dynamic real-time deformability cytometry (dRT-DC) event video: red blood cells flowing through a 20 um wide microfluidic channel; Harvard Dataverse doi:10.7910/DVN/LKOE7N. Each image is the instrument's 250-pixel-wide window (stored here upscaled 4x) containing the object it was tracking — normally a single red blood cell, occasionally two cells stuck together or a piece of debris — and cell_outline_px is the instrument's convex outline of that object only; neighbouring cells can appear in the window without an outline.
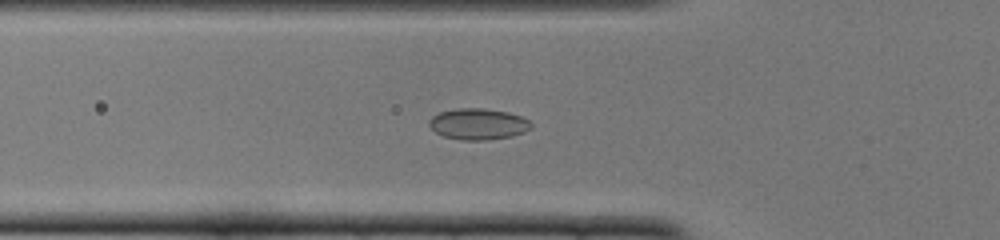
{"species": "common noctule bat (a hibernating species)", "species_latin": "Nyctalus noctula", "temperature_condition": "cold", "stored_images_in_passage": 50, "camera_frame_rate_fps": 3000, "um_per_image_px": 0.085, "animal": {"sex": "female", "body_mass_g": 22.0, "forearm_length_mm": 56.7}, "frame": {"image": 1, "passage_image": 16, "time_ms": 5.0, "image_size_px": [1000, 240], "cell_outline_px": [[532, 128], [524, 132], [512, 136], [488, 140], [460, 140], [444, 136], [436, 132], [428, 124], [428, 120], [432, 116], [440, 112], [456, 108], [484, 108], [508, 112], [520, 116], [528, 120], [532, 124]], "centroid_in_image_um": [40.64, 10.54], "position_along_channel_um": 85.2, "area_um2": 18.61}}
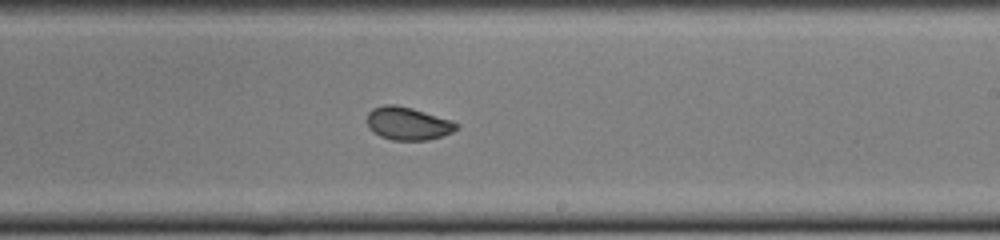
{"frame": {"image": 2, "passage_image": 29, "time_ms": 9.333, "image_size_px": [1000, 240], "cell_outline_px": [[460, 128], [452, 132], [428, 140], [392, 140], [380, 136], [372, 132], [368, 128], [368, 112], [372, 108], [384, 104], [396, 104], [412, 108], [452, 120], [460, 124]], "centroid_in_image_um": [34.67, 10.49], "position_along_channel_um": 254.3, "area_um2": 17.34}}
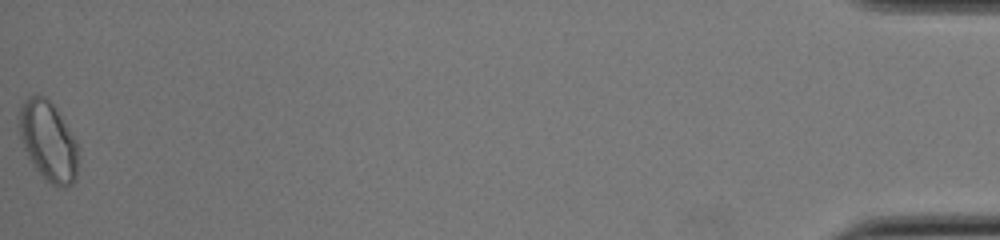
{"frame": {"image": 3, "passage_image": 50, "time_ms": 16.333, "image_size_px": [1000, 240], "cell_outline_px": [[76, 180], [72, 184], [64, 188], [60, 188], [44, 180], [32, 164], [24, 148], [20, 136], [16, 116], [24, 100], [28, 96], [44, 96], [56, 108], [76, 140]], "centroid_in_image_um": [4.06, 12.0], "position_along_channel_um": 431.1, "area_um2": 27.46}, "authors_computed_cell_mechanics": {"area_um2": 18.4382, "velocity_mm_per_s": 3.9095, "shape_relaxation_time_tau1_ms": null, "shape_relaxation_time_tau2_ms": 0.9692, "deformation_change_tau1": null, "deformation_change_tau2": 0.0531}}